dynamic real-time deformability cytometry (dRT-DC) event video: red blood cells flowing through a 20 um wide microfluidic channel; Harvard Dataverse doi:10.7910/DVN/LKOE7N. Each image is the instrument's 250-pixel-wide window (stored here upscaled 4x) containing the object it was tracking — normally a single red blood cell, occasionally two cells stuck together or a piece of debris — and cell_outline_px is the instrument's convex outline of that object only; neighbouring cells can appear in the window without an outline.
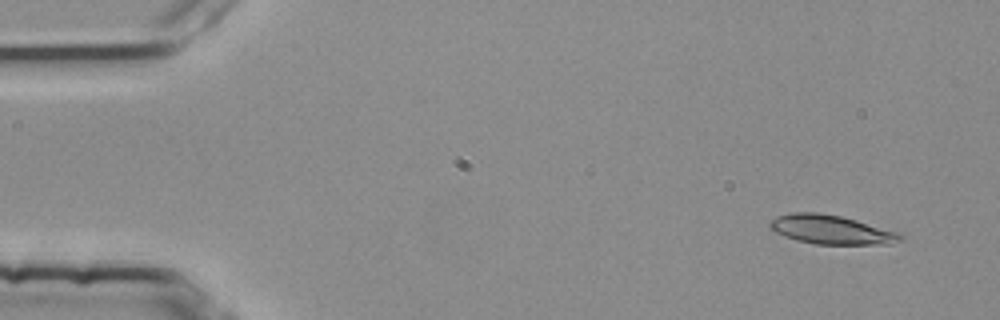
{"species": "common noctule bat (a hibernating species)", "species_latin": "Nyctalus noctula", "temperature_condition": "room temperature", "stored_images_in_passage": 5, "camera_frame_rate_fps": 3000, "um_per_image_px": 0.085, "animal": {"sex": "female", "body_mass_g": 25.1}, "frame": {"image": 1, "passage_image": 1, "time_ms": 0.0, "image_size_px": [1000, 320], "cell_outline_px": [[904, 240], [888, 244], [816, 244], [796, 240], [784, 236], [768, 228], [768, 220], [776, 216], [788, 212], [816, 212], [840, 216], [856, 220], [900, 232], [904, 236]], "centroid_in_image_um": [70.62, 19.51], "position_along_channel_um": 14.4, "area_um2": 22.37}}
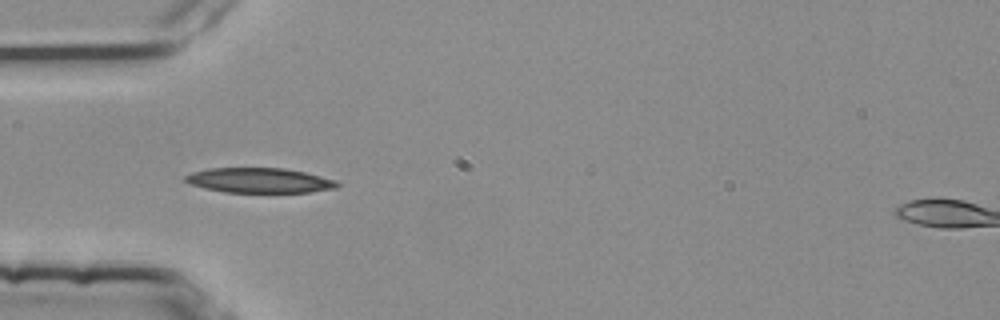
{"frame": {"image": 2, "passage_image": 4, "time_ms": 1.0, "image_size_px": [1000, 320], "cell_outline_px": [[340, 184], [336, 188], [308, 192], [224, 192], [204, 188], [192, 184], [184, 180], [184, 176], [192, 172], [208, 168], [284, 168], [304, 172], [336, 180]], "centroid_in_image_um": [22.04, 15.33], "position_along_channel_um": 63.0, "area_um2": 21.96}}